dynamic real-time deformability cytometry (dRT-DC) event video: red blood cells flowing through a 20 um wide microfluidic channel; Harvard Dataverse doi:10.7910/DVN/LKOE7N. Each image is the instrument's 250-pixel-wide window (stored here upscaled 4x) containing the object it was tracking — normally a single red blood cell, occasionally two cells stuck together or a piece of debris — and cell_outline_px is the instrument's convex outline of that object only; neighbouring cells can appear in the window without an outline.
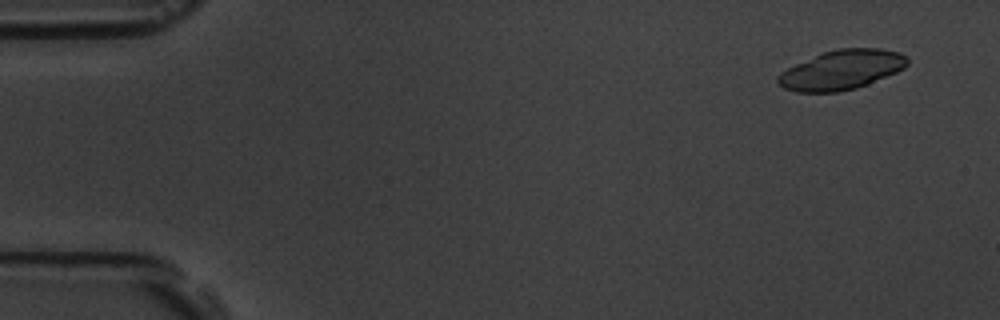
{"species": "common noctule bat (a hibernating species)", "species_latin": "Nyctalus noctula", "temperature_condition": "room temperature", "stored_images_in_passage": 7, "camera_frame_rate_fps": 3000, "um_per_image_px": 0.085, "animal": {"sex": "male", "body_mass_g": 19.5, "forearm_length_mm": 54.6}, "frame": {"image": 1, "passage_image": 1, "time_ms": 0.0, "image_size_px": [1000, 320], "cell_outline_px": [[908, 64], [904, 68], [896, 72], [868, 84], [856, 88], [840, 92], [796, 92], [784, 88], [776, 84], [776, 76], [780, 72], [796, 64], [824, 52], [836, 48], [880, 48], [900, 52], [908, 56]], "centroid_in_image_um": [71.54, 5.94], "position_along_channel_um": 13.5, "area_um2": 29.94}}